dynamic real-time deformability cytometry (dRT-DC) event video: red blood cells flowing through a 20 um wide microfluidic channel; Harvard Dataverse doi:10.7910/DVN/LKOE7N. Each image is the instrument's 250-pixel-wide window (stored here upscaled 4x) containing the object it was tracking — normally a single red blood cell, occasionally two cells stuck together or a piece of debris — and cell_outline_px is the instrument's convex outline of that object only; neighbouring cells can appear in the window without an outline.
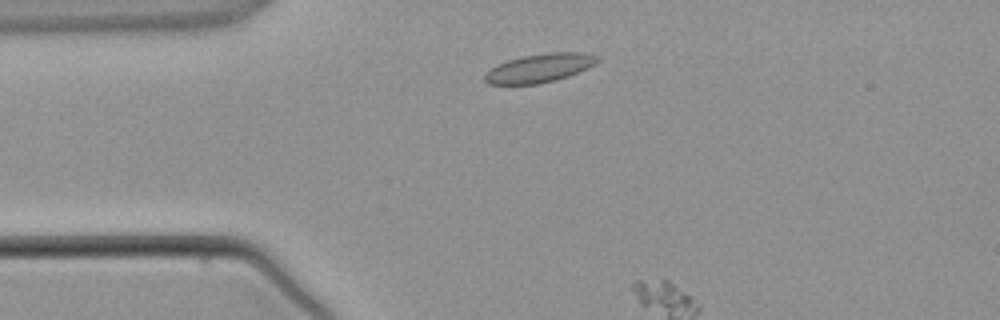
{"species": "common noctule bat (a hibernating species)", "species_latin": "Nyctalus noctula", "temperature_condition": "warm", "stored_images_in_passage": 3, "camera_frame_rate_fps": 3000, "um_per_image_px": 0.085, "animal": {"sex": "male", "body_mass_g": 21.5, "forearm_length_mm": 52.0}, "frame": {"image": 1, "passage_image": 1, "time_ms": 0.0, "image_size_px": [1000, 320], "cell_outline_px": [[600, 60], [588, 68], [568, 76], [540, 84], [488, 84], [484, 80], [484, 72], [496, 64], [508, 60], [524, 56], [548, 52], [580, 52], [600, 56]], "centroid_in_image_um": [45.84, 5.78], "position_along_channel_um": 39.2, "area_um2": 18.9}}
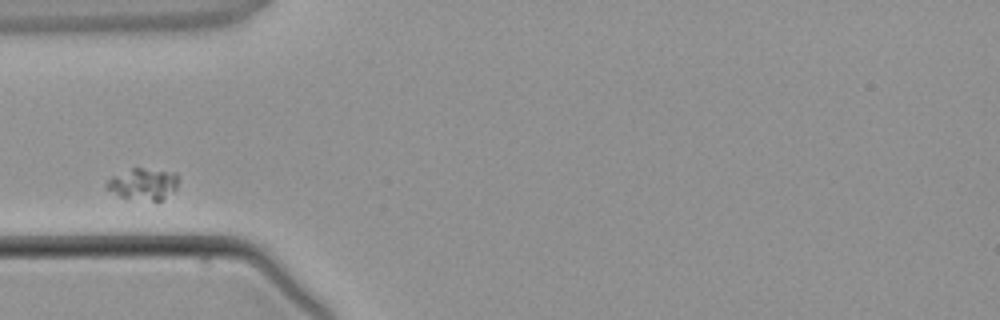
{"frame": {"image": 2, "passage_image": 3, "time_ms": 2.333, "image_size_px": [1000, 320], "cell_outline_px": [[176, 188], [160, 200], [152, 200], [120, 196], [108, 188], [104, 184], [112, 176], [132, 168], [144, 168], [176, 172]], "centroid_in_image_um": [12.16, 15.6], "position_along_channel_um": 72.8, "area_um2": 12.66}}